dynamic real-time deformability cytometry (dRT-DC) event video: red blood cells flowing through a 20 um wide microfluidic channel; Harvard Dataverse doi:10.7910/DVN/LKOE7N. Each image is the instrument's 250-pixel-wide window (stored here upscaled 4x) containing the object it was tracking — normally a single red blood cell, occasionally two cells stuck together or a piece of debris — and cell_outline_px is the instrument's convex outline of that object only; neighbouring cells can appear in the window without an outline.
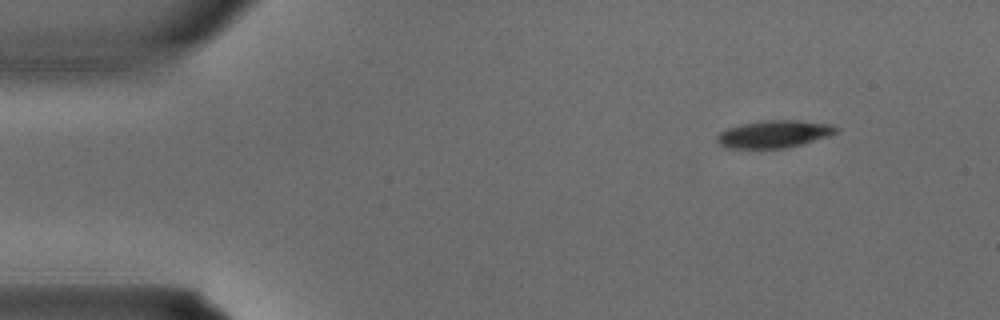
{"species": "common noctule bat (a hibernating species)", "species_latin": "Nyctalus noctula", "temperature_condition": "warm", "stored_images_in_passage": 3, "camera_frame_rate_fps": 3000, "um_per_image_px": 0.085, "animal": {"sex": "male", "body_mass_g": 15.6}, "frame": {"image": 1, "passage_image": 1, "time_ms": 0.0, "image_size_px": [1000, 320], "cell_outline_px": [[840, 128], [836, 132], [828, 136], [804, 144], [784, 148], [728, 148], [720, 144], [716, 140], [716, 136], [720, 132], [728, 128], [744, 124], [764, 120], [796, 120], [832, 124]], "centroid_in_image_um": [65.82, 11.39], "position_along_channel_um": 19.2, "area_um2": 18.96}}
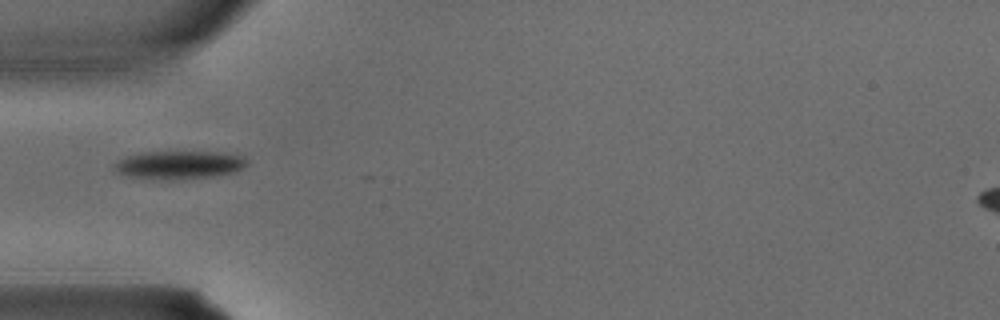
{"frame": {"image": 2, "passage_image": 3, "time_ms": 0.667, "image_size_px": [1000, 320], "cell_outline_px": [[248, 164], [244, 168], [236, 172], [216, 176], [184, 180], [152, 180], [128, 176], [116, 172], [112, 164], [128, 156], [144, 152], [212, 152], [244, 156], [248, 160]], "centroid_in_image_um": [15.25, 14.05], "position_along_channel_um": 69.8, "area_um2": 22.2}}